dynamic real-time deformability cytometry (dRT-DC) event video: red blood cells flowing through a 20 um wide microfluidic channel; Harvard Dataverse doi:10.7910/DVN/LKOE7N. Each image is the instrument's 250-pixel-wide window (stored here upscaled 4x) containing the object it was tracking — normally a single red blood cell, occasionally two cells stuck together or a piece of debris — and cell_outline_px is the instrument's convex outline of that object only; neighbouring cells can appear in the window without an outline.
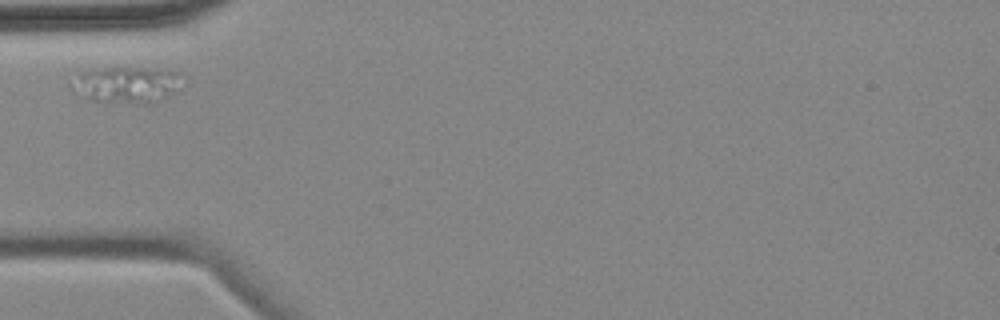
{"species": "common noctule bat (a hibernating species)", "species_latin": "Nyctalus noctula", "temperature_condition": "cold", "stored_images_in_passage": 4, "camera_frame_rate_fps": 3000, "um_per_image_px": 0.085, "animal": {"sex": "female", "body_mass_g": 18.4}, "frame": {"image": 1, "passage_image": 1, "time_ms": 0.0, "image_size_px": [1000, 320], "cell_outline_px": [[184, 72], [168, 92], [156, 104], [144, 104], [92, 100], [80, 88], [80, 72], [100, 68], [164, 68]], "centroid_in_image_um": [10.93, 7.17], "position_along_channel_um": 74.1, "area_um2": 21.79}}
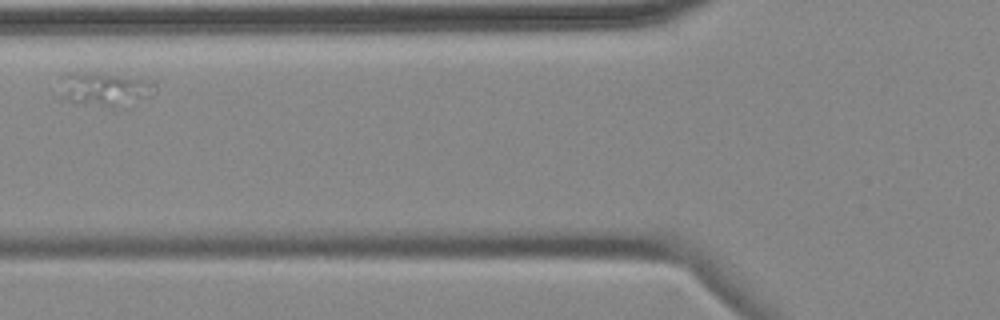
{"frame": {"image": 2, "passage_image": 2, "time_ms": 1.333, "image_size_px": [1000, 320], "cell_outline_px": [[156, 92], [152, 96], [128, 108], [116, 108], [84, 104], [68, 100], [64, 96], [60, 76], [68, 72], [76, 72], [120, 76], [152, 80], [156, 84]], "centroid_in_image_um": [9.03, 7.62], "position_along_channel_um": 116.8, "area_um2": 19.02}}